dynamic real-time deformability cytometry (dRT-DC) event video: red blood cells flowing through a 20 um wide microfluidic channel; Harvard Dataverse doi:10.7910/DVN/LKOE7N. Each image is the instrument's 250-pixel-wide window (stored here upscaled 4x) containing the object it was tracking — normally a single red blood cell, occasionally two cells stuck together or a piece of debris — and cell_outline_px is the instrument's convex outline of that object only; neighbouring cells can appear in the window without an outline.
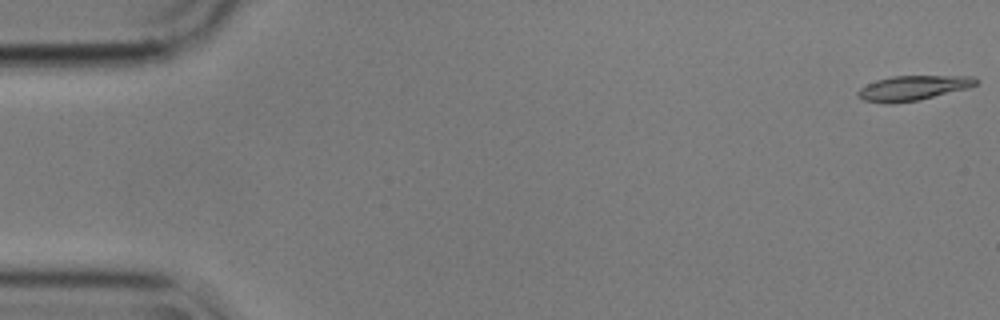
{"species": "common noctule bat (a hibernating species)", "species_latin": "Nyctalus noctula", "temperature_condition": "cold", "stored_images_in_passage": 56, "camera_frame_rate_fps": 3000, "um_per_image_px": 0.085, "animal": {"sex": "male", "body_mass_g": 17.9}, "frame": {"image": 1, "passage_image": 1, "time_ms": 0.0, "image_size_px": [1000, 320], "cell_outline_px": [[980, 80], [976, 84], [968, 88], [920, 100], [892, 104], [884, 104], [864, 100], [856, 96], [856, 92], [860, 88], [876, 80], [892, 76], [972, 76]], "centroid_in_image_um": [77.58, 7.49], "position_along_channel_um": 7.4, "area_um2": 17.22}}
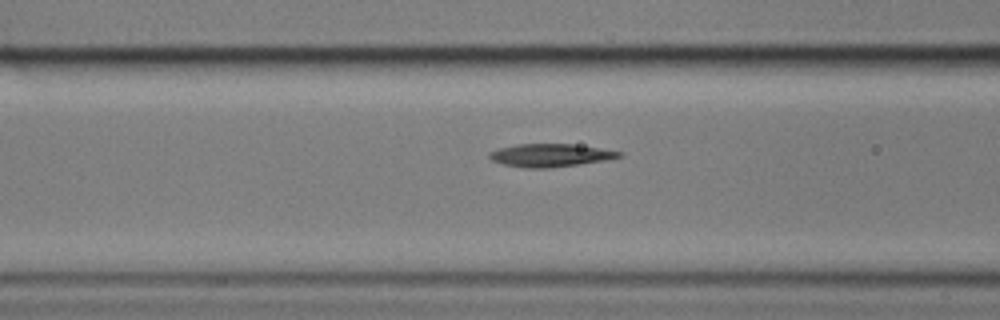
{"frame": {"image": 2, "passage_image": 22, "time_ms": 7.0, "image_size_px": [1000, 320], "cell_outline_px": [[624, 156], [604, 160], [580, 164], [548, 168], [524, 168], [504, 164], [492, 160], [488, 156], [488, 152], [496, 148], [516, 144], [572, 144], [624, 152]], "centroid_in_image_um": [46.74, 13.19], "position_along_channel_um": 119.9, "area_um2": 17.4}}
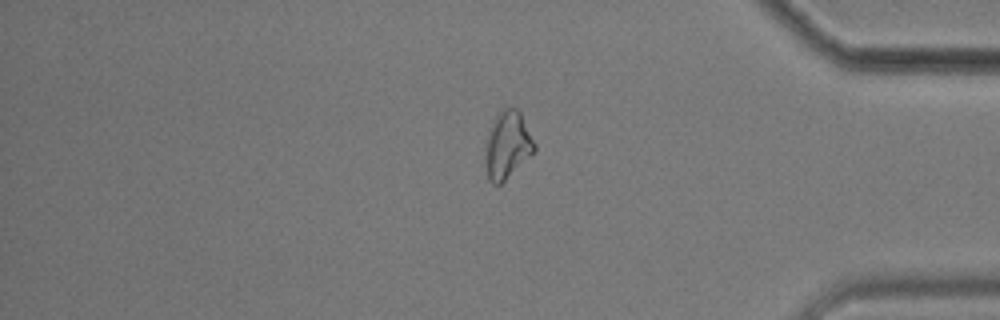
{"frame": {"image": 3, "passage_image": 47, "time_ms": 15.333, "image_size_px": [1000, 320], "cell_outline_px": [[536, 152], [500, 184], [492, 184], [488, 180], [484, 168], [484, 144], [488, 132], [496, 116], [504, 108], [516, 108], [520, 112], [536, 144]], "centroid_in_image_um": [43.11, 12.37], "position_along_channel_um": 392.1, "area_um2": 19.65}, "authors_computed_cell_mechanics": {"area_um2": 17.2244, "velocity_mm_per_s": 3.5587, "shape_relaxation_time_tau1_ms": 3.9283, "shape_relaxation_time_tau2_ms": 3.024, "deformation_change_tau1": 0.1529, "deformation_change_tau2": 0.1177}}